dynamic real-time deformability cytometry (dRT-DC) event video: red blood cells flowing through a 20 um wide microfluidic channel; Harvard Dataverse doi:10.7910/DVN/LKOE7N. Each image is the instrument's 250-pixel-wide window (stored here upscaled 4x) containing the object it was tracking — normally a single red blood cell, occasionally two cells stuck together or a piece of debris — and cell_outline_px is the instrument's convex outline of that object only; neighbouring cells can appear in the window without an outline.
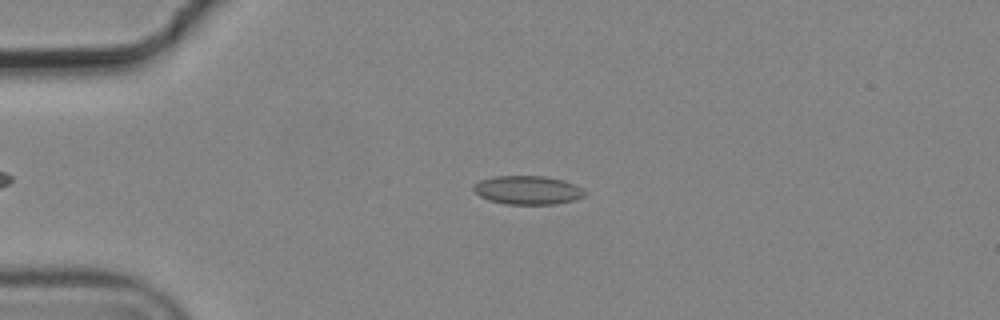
{"species": "common noctule bat (a hibernating species)", "species_latin": "Nyctalus noctula", "temperature_condition": "cold", "stored_images_in_passage": 6, "camera_frame_rate_fps": 3000, "um_per_image_px": 0.085, "animal": {"sex": "male", "body_mass_g": 19.2, "forearm_length_mm": 51.8}, "frame": {"image": 1, "passage_image": 4, "time_ms": 1.0, "image_size_px": [1000, 320], "cell_outline_px": [[588, 192], [584, 196], [572, 200], [556, 204], [504, 204], [488, 200], [480, 196], [472, 188], [480, 180], [492, 176], [544, 176], [564, 180], [576, 184]], "centroid_in_image_um": [44.88, 16.15], "position_along_channel_um": 40.1, "area_um2": 18.67}}